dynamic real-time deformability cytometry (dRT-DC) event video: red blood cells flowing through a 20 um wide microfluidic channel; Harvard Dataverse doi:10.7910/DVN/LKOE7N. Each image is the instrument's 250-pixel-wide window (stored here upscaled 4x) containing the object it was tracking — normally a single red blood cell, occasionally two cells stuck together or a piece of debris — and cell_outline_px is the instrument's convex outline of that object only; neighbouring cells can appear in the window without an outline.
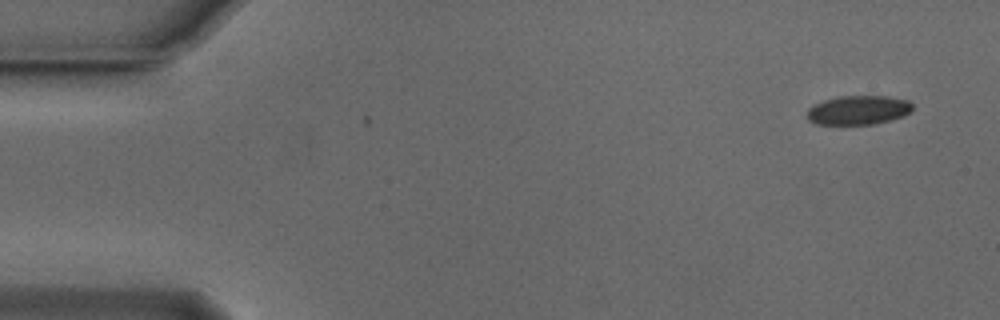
{"species": "Egyptian fruit bat (a non-hibernating species)", "species_latin": "Rousettus aegyptiacus", "temperature_condition": "cold", "stored_images_in_passage": 4, "camera_frame_rate_fps": 3000, "um_per_image_px": 0.085, "animal": {"sex": "male"}, "frame": {"image": 1, "passage_image": 4, "time_ms": 1.0, "image_size_px": [1000, 320], "cell_outline_px": [[912, 108], [904, 116], [872, 124], [816, 124], [808, 120], [808, 108], [824, 100], [840, 96], [884, 96], [908, 100], [912, 104]], "centroid_in_image_um": [72.94, 9.35], "position_along_channel_um": 12.1, "area_um2": 17.63}}